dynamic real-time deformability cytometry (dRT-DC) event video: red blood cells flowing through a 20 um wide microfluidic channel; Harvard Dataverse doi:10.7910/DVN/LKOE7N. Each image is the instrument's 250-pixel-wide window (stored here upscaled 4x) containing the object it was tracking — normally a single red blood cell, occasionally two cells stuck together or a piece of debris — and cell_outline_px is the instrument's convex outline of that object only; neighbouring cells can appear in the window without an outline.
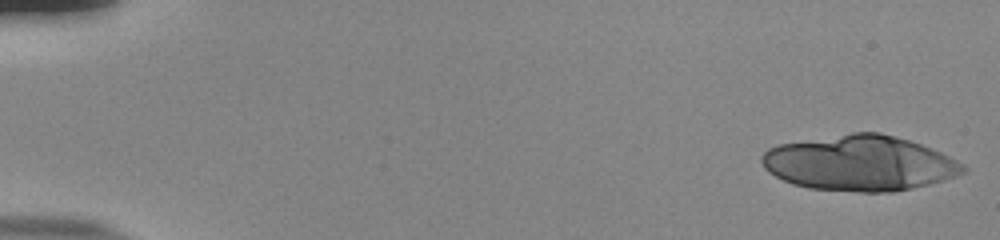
{"species": "human", "species_latin": "Homo sapiens", "temperature_condition": "room temperature", "stored_images_in_passage": 19, "camera_frame_rate_fps": 3000, "um_per_image_px": 0.085, "donor": {"sex": "male"}, "frame": {"image": 1, "passage_image": 1, "time_ms": 0.0, "image_size_px": [1000, 240], "cell_outline_px": [[968, 168], [964, 172], [956, 176], [928, 184], [912, 188], [892, 192], [860, 192], [808, 188], [792, 184], [768, 172], [764, 168], [760, 160], [760, 156], [768, 148], [780, 144], [852, 132], [880, 132], [908, 140], [932, 148], [964, 164]], "centroid_in_image_um": [73.06, 13.87], "position_along_channel_um": 11.9, "area_um2": 64.85}}